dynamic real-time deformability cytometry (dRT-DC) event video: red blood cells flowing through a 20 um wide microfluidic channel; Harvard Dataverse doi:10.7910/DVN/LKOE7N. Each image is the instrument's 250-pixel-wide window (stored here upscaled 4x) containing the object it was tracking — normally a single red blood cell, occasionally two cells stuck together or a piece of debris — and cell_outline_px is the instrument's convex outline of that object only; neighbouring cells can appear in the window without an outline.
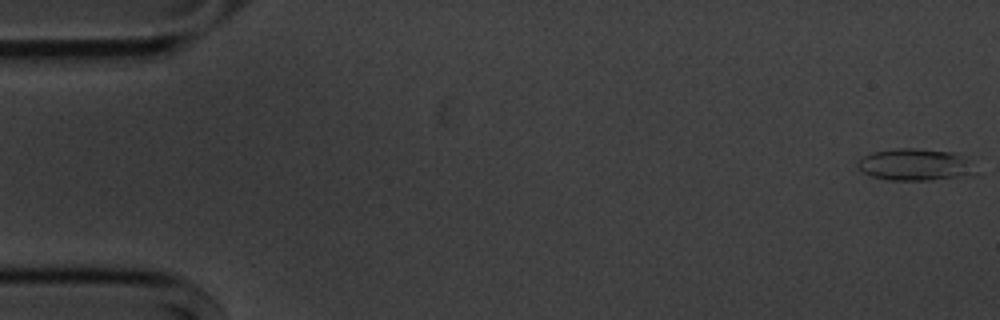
{"species": "common noctule bat (a hibernating species)", "species_latin": "Nyctalus noctula", "temperature_condition": "cold", "stored_images_in_passage": 55, "camera_frame_rate_fps": 3000, "um_per_image_px": 0.085, "animal": {"sex": "male", "body_mass_g": 20.1, "forearm_length_mm": 53.5}, "frame": {"image": 1, "passage_image": 1, "time_ms": 0.0, "image_size_px": [1000, 320], "cell_outline_px": [[976, 176], [932, 180], [888, 180], [872, 176], [860, 172], [856, 168], [856, 160], [872, 152], [896, 148], [916, 148], [956, 152], [976, 172]], "centroid_in_image_um": [77.72, 14.01], "position_along_channel_um": 7.3, "area_um2": 22.2}}
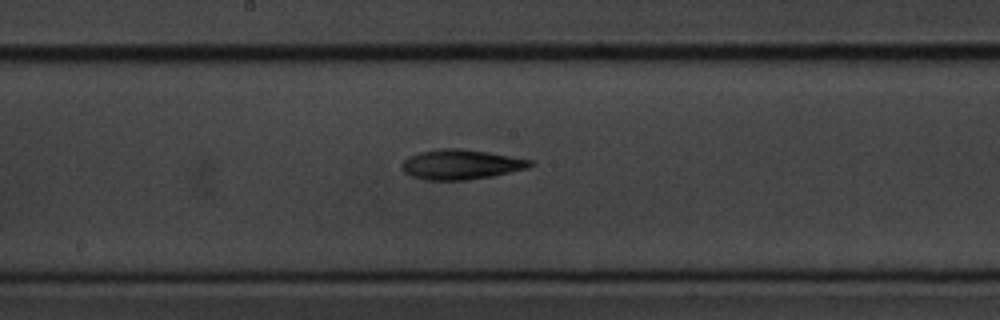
{"frame": {"image": 2, "passage_image": 29, "time_ms": 9.333, "image_size_px": [1000, 320], "cell_outline_px": [[532, 164], [528, 168], [492, 176], [468, 180], [424, 180], [412, 176], [404, 172], [400, 168], [400, 164], [408, 156], [420, 152], [440, 148], [460, 148], [488, 152], [532, 160]], "centroid_in_image_um": [39.13, 13.98], "position_along_channel_um": 209.1, "area_um2": 22.43}}
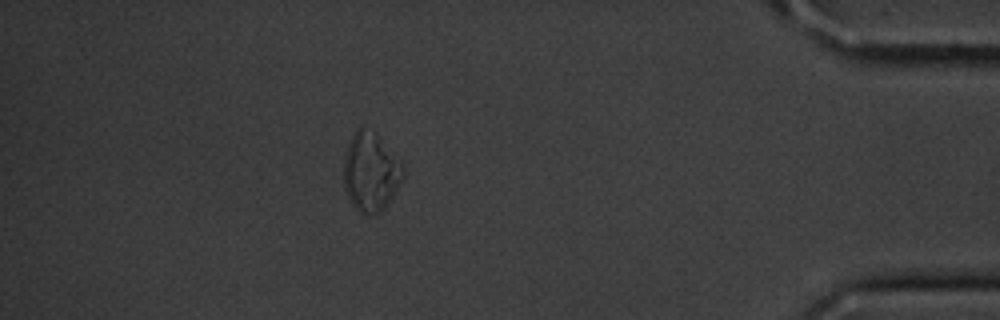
{"frame": {"image": 3, "passage_image": 49, "time_ms": 16.0, "image_size_px": [1000, 320], "cell_outline_px": [[404, 180], [384, 208], [380, 212], [372, 216], [368, 216], [360, 212], [352, 204], [344, 188], [344, 156], [352, 132], [360, 124], [376, 132], [404, 160]], "centroid_in_image_um": [31.55, 14.55], "position_along_channel_um": 403.6, "area_um2": 28.38}, "authors_computed_cell_mechanics": {"area_um2": 21.7328, "velocity_mm_per_s": 3.5993, "shape_relaxation_time_tau1_ms": 4.2287, "shape_relaxation_time_tau2_ms": null, "deformation_change_tau1": 0.1075, "deformation_change_tau2": null}}